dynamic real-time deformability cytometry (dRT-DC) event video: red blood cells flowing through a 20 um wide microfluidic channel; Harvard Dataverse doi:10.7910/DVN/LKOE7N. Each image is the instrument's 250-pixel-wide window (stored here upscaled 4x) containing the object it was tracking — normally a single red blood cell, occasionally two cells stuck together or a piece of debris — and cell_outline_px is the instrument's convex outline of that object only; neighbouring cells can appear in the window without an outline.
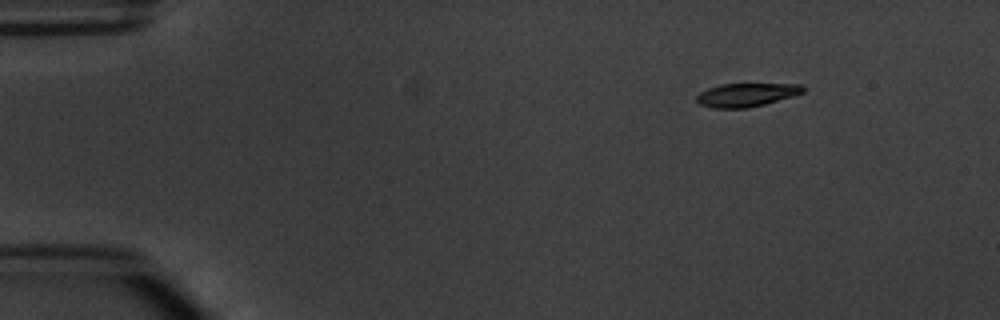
{"species": "common noctule bat (a hibernating species)", "species_latin": "Nyctalus noctula", "temperature_condition": "warm", "stored_images_in_passage": 7, "camera_frame_rate_fps": 3000, "um_per_image_px": 0.085, "animal": {"sex": "male", "body_mass_g": 20.1, "forearm_length_mm": 53.5}, "frame": {"image": 1, "passage_image": 1, "time_ms": 0.0, "image_size_px": [1000, 320], "cell_outline_px": [[804, 92], [792, 96], [764, 104], [748, 108], [712, 108], [700, 104], [696, 100], [696, 96], [700, 92], [708, 88], [720, 84], [800, 84], [804, 88]], "centroid_in_image_um": [63.41, 8.06], "position_along_channel_um": 21.6, "area_um2": 14.45}}
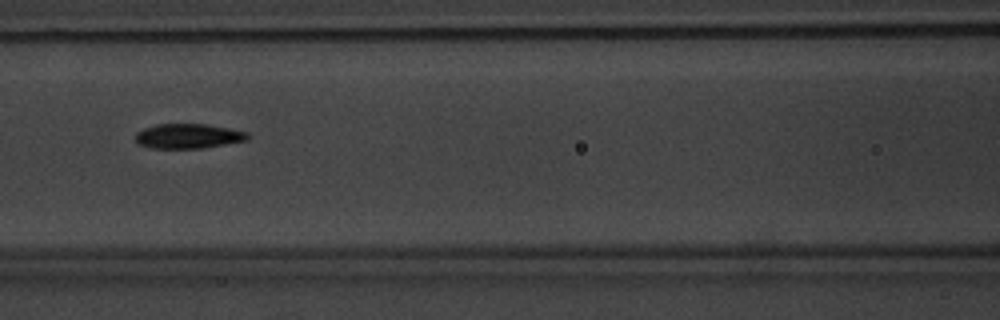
{"frame": {"image": 2, "passage_image": 6, "time_ms": 5.667, "image_size_px": [1000, 320], "cell_outline_px": [[252, 136], [248, 140], [204, 148], [152, 148], [140, 144], [136, 140], [136, 132], [144, 128], [156, 124], [208, 124], [248, 132]], "centroid_in_image_um": [16.05, 11.56], "position_along_channel_um": 150.6, "area_um2": 16.24}}
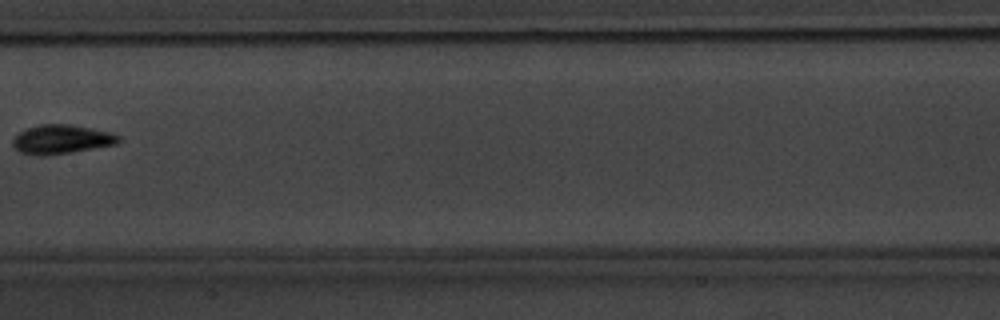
{"frame": {"image": 3, "passage_image": 7, "time_ms": 7.0, "image_size_px": [1000, 320], "cell_outline_px": [[120, 140], [116, 144], [72, 152], [44, 156], [36, 156], [20, 152], [12, 144], [12, 140], [20, 132], [28, 128], [40, 124], [68, 124], [92, 128], [108, 132], [120, 136]], "centroid_in_image_um": [5.21, 11.85], "position_along_channel_um": 202.2, "area_um2": 17.8}}